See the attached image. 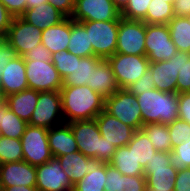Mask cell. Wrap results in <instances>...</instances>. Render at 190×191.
<instances>
[{
  "label": "cell",
  "instance_id": "cell-1",
  "mask_svg": "<svg viewBox=\"0 0 190 191\" xmlns=\"http://www.w3.org/2000/svg\"><path fill=\"white\" fill-rule=\"evenodd\" d=\"M65 123L91 120L104 110L105 98L89 86H62L60 90Z\"/></svg>",
  "mask_w": 190,
  "mask_h": 191
},
{
  "label": "cell",
  "instance_id": "cell-2",
  "mask_svg": "<svg viewBox=\"0 0 190 191\" xmlns=\"http://www.w3.org/2000/svg\"><path fill=\"white\" fill-rule=\"evenodd\" d=\"M137 100L145 124H168L179 119L178 93L162 92L155 89L137 95Z\"/></svg>",
  "mask_w": 190,
  "mask_h": 191
},
{
  "label": "cell",
  "instance_id": "cell-3",
  "mask_svg": "<svg viewBox=\"0 0 190 191\" xmlns=\"http://www.w3.org/2000/svg\"><path fill=\"white\" fill-rule=\"evenodd\" d=\"M68 124L71 127L78 150L83 155L106 163L111 160L117 147L101 136L95 119L76 120Z\"/></svg>",
  "mask_w": 190,
  "mask_h": 191
},
{
  "label": "cell",
  "instance_id": "cell-4",
  "mask_svg": "<svg viewBox=\"0 0 190 191\" xmlns=\"http://www.w3.org/2000/svg\"><path fill=\"white\" fill-rule=\"evenodd\" d=\"M177 173L170 153L157 151L144 167L147 191H174Z\"/></svg>",
  "mask_w": 190,
  "mask_h": 191
},
{
  "label": "cell",
  "instance_id": "cell-5",
  "mask_svg": "<svg viewBox=\"0 0 190 191\" xmlns=\"http://www.w3.org/2000/svg\"><path fill=\"white\" fill-rule=\"evenodd\" d=\"M94 56L107 60L116 53L119 20L83 21Z\"/></svg>",
  "mask_w": 190,
  "mask_h": 191
},
{
  "label": "cell",
  "instance_id": "cell-6",
  "mask_svg": "<svg viewBox=\"0 0 190 191\" xmlns=\"http://www.w3.org/2000/svg\"><path fill=\"white\" fill-rule=\"evenodd\" d=\"M104 110L134 130H139L143 126L137 97L127 89H118L106 98Z\"/></svg>",
  "mask_w": 190,
  "mask_h": 191
},
{
  "label": "cell",
  "instance_id": "cell-7",
  "mask_svg": "<svg viewBox=\"0 0 190 191\" xmlns=\"http://www.w3.org/2000/svg\"><path fill=\"white\" fill-rule=\"evenodd\" d=\"M113 69L119 89H126L148 70L150 61L146 56L115 53L107 59Z\"/></svg>",
  "mask_w": 190,
  "mask_h": 191
},
{
  "label": "cell",
  "instance_id": "cell-8",
  "mask_svg": "<svg viewBox=\"0 0 190 191\" xmlns=\"http://www.w3.org/2000/svg\"><path fill=\"white\" fill-rule=\"evenodd\" d=\"M20 141L23 160L32 166L45 164L53 157L48 143L47 128L28 124Z\"/></svg>",
  "mask_w": 190,
  "mask_h": 191
},
{
  "label": "cell",
  "instance_id": "cell-9",
  "mask_svg": "<svg viewBox=\"0 0 190 191\" xmlns=\"http://www.w3.org/2000/svg\"><path fill=\"white\" fill-rule=\"evenodd\" d=\"M65 123L60 91L39 92L29 125L50 129Z\"/></svg>",
  "mask_w": 190,
  "mask_h": 191
},
{
  "label": "cell",
  "instance_id": "cell-10",
  "mask_svg": "<svg viewBox=\"0 0 190 191\" xmlns=\"http://www.w3.org/2000/svg\"><path fill=\"white\" fill-rule=\"evenodd\" d=\"M145 49L150 62L167 61L177 53L167 24H146Z\"/></svg>",
  "mask_w": 190,
  "mask_h": 191
},
{
  "label": "cell",
  "instance_id": "cell-11",
  "mask_svg": "<svg viewBox=\"0 0 190 191\" xmlns=\"http://www.w3.org/2000/svg\"><path fill=\"white\" fill-rule=\"evenodd\" d=\"M146 23L120 17L116 53L146 56Z\"/></svg>",
  "mask_w": 190,
  "mask_h": 191
},
{
  "label": "cell",
  "instance_id": "cell-12",
  "mask_svg": "<svg viewBox=\"0 0 190 191\" xmlns=\"http://www.w3.org/2000/svg\"><path fill=\"white\" fill-rule=\"evenodd\" d=\"M29 89L39 92L60 91L62 78L51 61H25Z\"/></svg>",
  "mask_w": 190,
  "mask_h": 191
},
{
  "label": "cell",
  "instance_id": "cell-13",
  "mask_svg": "<svg viewBox=\"0 0 190 191\" xmlns=\"http://www.w3.org/2000/svg\"><path fill=\"white\" fill-rule=\"evenodd\" d=\"M42 30L27 23L21 17H14L4 39L18 56H24L41 43Z\"/></svg>",
  "mask_w": 190,
  "mask_h": 191
},
{
  "label": "cell",
  "instance_id": "cell-14",
  "mask_svg": "<svg viewBox=\"0 0 190 191\" xmlns=\"http://www.w3.org/2000/svg\"><path fill=\"white\" fill-rule=\"evenodd\" d=\"M36 187L39 191H73L74 188L56 157L36 167Z\"/></svg>",
  "mask_w": 190,
  "mask_h": 191
},
{
  "label": "cell",
  "instance_id": "cell-15",
  "mask_svg": "<svg viewBox=\"0 0 190 191\" xmlns=\"http://www.w3.org/2000/svg\"><path fill=\"white\" fill-rule=\"evenodd\" d=\"M120 17L112 0H75L71 16L77 22L120 20Z\"/></svg>",
  "mask_w": 190,
  "mask_h": 191
},
{
  "label": "cell",
  "instance_id": "cell-16",
  "mask_svg": "<svg viewBox=\"0 0 190 191\" xmlns=\"http://www.w3.org/2000/svg\"><path fill=\"white\" fill-rule=\"evenodd\" d=\"M181 57L182 51H177L170 60L150 62L149 69L151 70L157 90L176 93L178 72L181 67Z\"/></svg>",
  "mask_w": 190,
  "mask_h": 191
},
{
  "label": "cell",
  "instance_id": "cell-17",
  "mask_svg": "<svg viewBox=\"0 0 190 191\" xmlns=\"http://www.w3.org/2000/svg\"><path fill=\"white\" fill-rule=\"evenodd\" d=\"M28 88L25 60L22 56H17L0 73V93L5 98Z\"/></svg>",
  "mask_w": 190,
  "mask_h": 191
},
{
  "label": "cell",
  "instance_id": "cell-18",
  "mask_svg": "<svg viewBox=\"0 0 190 191\" xmlns=\"http://www.w3.org/2000/svg\"><path fill=\"white\" fill-rule=\"evenodd\" d=\"M36 186V167L26 161L0 164V186Z\"/></svg>",
  "mask_w": 190,
  "mask_h": 191
},
{
  "label": "cell",
  "instance_id": "cell-19",
  "mask_svg": "<svg viewBox=\"0 0 190 191\" xmlns=\"http://www.w3.org/2000/svg\"><path fill=\"white\" fill-rule=\"evenodd\" d=\"M100 134L109 143H114L116 147L126 146L132 139L135 130L121 122L116 117L102 110L95 118Z\"/></svg>",
  "mask_w": 190,
  "mask_h": 191
},
{
  "label": "cell",
  "instance_id": "cell-20",
  "mask_svg": "<svg viewBox=\"0 0 190 191\" xmlns=\"http://www.w3.org/2000/svg\"><path fill=\"white\" fill-rule=\"evenodd\" d=\"M61 168L69 174V179L74 186L87 173L95 171L104 162L96 158L83 155L80 151L68 153L57 157Z\"/></svg>",
  "mask_w": 190,
  "mask_h": 191
},
{
  "label": "cell",
  "instance_id": "cell-21",
  "mask_svg": "<svg viewBox=\"0 0 190 191\" xmlns=\"http://www.w3.org/2000/svg\"><path fill=\"white\" fill-rule=\"evenodd\" d=\"M105 191H147L144 175H123L116 168L106 163Z\"/></svg>",
  "mask_w": 190,
  "mask_h": 191
},
{
  "label": "cell",
  "instance_id": "cell-22",
  "mask_svg": "<svg viewBox=\"0 0 190 191\" xmlns=\"http://www.w3.org/2000/svg\"><path fill=\"white\" fill-rule=\"evenodd\" d=\"M48 143L53 157L77 152L78 146L68 123L48 129Z\"/></svg>",
  "mask_w": 190,
  "mask_h": 191
},
{
  "label": "cell",
  "instance_id": "cell-23",
  "mask_svg": "<svg viewBox=\"0 0 190 191\" xmlns=\"http://www.w3.org/2000/svg\"><path fill=\"white\" fill-rule=\"evenodd\" d=\"M20 17L27 23L34 25L41 30L58 25L66 18L60 11L48 2L30 9H26Z\"/></svg>",
  "mask_w": 190,
  "mask_h": 191
},
{
  "label": "cell",
  "instance_id": "cell-24",
  "mask_svg": "<svg viewBox=\"0 0 190 191\" xmlns=\"http://www.w3.org/2000/svg\"><path fill=\"white\" fill-rule=\"evenodd\" d=\"M71 35V18H65L58 25L42 30L41 43L51 52H61L68 49Z\"/></svg>",
  "mask_w": 190,
  "mask_h": 191
},
{
  "label": "cell",
  "instance_id": "cell-25",
  "mask_svg": "<svg viewBox=\"0 0 190 191\" xmlns=\"http://www.w3.org/2000/svg\"><path fill=\"white\" fill-rule=\"evenodd\" d=\"M96 93L105 99L113 95L118 89L113 69L107 60L102 59L92 68V85Z\"/></svg>",
  "mask_w": 190,
  "mask_h": 191
},
{
  "label": "cell",
  "instance_id": "cell-26",
  "mask_svg": "<svg viewBox=\"0 0 190 191\" xmlns=\"http://www.w3.org/2000/svg\"><path fill=\"white\" fill-rule=\"evenodd\" d=\"M102 59L96 56L79 57L75 55V67L71 74L62 79V86H84L91 88L92 68Z\"/></svg>",
  "mask_w": 190,
  "mask_h": 191
},
{
  "label": "cell",
  "instance_id": "cell-27",
  "mask_svg": "<svg viewBox=\"0 0 190 191\" xmlns=\"http://www.w3.org/2000/svg\"><path fill=\"white\" fill-rule=\"evenodd\" d=\"M38 96L39 91L28 88L5 97V103L11 111L28 123L36 107Z\"/></svg>",
  "mask_w": 190,
  "mask_h": 191
},
{
  "label": "cell",
  "instance_id": "cell-28",
  "mask_svg": "<svg viewBox=\"0 0 190 191\" xmlns=\"http://www.w3.org/2000/svg\"><path fill=\"white\" fill-rule=\"evenodd\" d=\"M123 175L137 176L144 175V168L136 161L132 148L128 146L117 147L113 157L108 162Z\"/></svg>",
  "mask_w": 190,
  "mask_h": 191
},
{
  "label": "cell",
  "instance_id": "cell-29",
  "mask_svg": "<svg viewBox=\"0 0 190 191\" xmlns=\"http://www.w3.org/2000/svg\"><path fill=\"white\" fill-rule=\"evenodd\" d=\"M70 53L79 57L94 56L92 44L89 39V32L81 22L71 18V35L67 49Z\"/></svg>",
  "mask_w": 190,
  "mask_h": 191
},
{
  "label": "cell",
  "instance_id": "cell-30",
  "mask_svg": "<svg viewBox=\"0 0 190 191\" xmlns=\"http://www.w3.org/2000/svg\"><path fill=\"white\" fill-rule=\"evenodd\" d=\"M28 123L11 111L3 102L0 106V129L3 137L21 139Z\"/></svg>",
  "mask_w": 190,
  "mask_h": 191
},
{
  "label": "cell",
  "instance_id": "cell-31",
  "mask_svg": "<svg viewBox=\"0 0 190 191\" xmlns=\"http://www.w3.org/2000/svg\"><path fill=\"white\" fill-rule=\"evenodd\" d=\"M167 25L177 51L190 53V16H174Z\"/></svg>",
  "mask_w": 190,
  "mask_h": 191
},
{
  "label": "cell",
  "instance_id": "cell-32",
  "mask_svg": "<svg viewBox=\"0 0 190 191\" xmlns=\"http://www.w3.org/2000/svg\"><path fill=\"white\" fill-rule=\"evenodd\" d=\"M128 148H132L136 161L139 162L143 168L151 159L154 153L157 152L153 144L150 142L149 137L142 130H135L132 139L127 144Z\"/></svg>",
  "mask_w": 190,
  "mask_h": 191
},
{
  "label": "cell",
  "instance_id": "cell-33",
  "mask_svg": "<svg viewBox=\"0 0 190 191\" xmlns=\"http://www.w3.org/2000/svg\"><path fill=\"white\" fill-rule=\"evenodd\" d=\"M141 129L149 137L150 142L153 144L157 151L168 153L173 151L167 124H145Z\"/></svg>",
  "mask_w": 190,
  "mask_h": 191
},
{
  "label": "cell",
  "instance_id": "cell-34",
  "mask_svg": "<svg viewBox=\"0 0 190 191\" xmlns=\"http://www.w3.org/2000/svg\"><path fill=\"white\" fill-rule=\"evenodd\" d=\"M174 17V7L165 0H152L148 5L146 17L142 20L146 24H168Z\"/></svg>",
  "mask_w": 190,
  "mask_h": 191
},
{
  "label": "cell",
  "instance_id": "cell-35",
  "mask_svg": "<svg viewBox=\"0 0 190 191\" xmlns=\"http://www.w3.org/2000/svg\"><path fill=\"white\" fill-rule=\"evenodd\" d=\"M106 162L95 171L87 173L74 185L73 191H105Z\"/></svg>",
  "mask_w": 190,
  "mask_h": 191
},
{
  "label": "cell",
  "instance_id": "cell-36",
  "mask_svg": "<svg viewBox=\"0 0 190 191\" xmlns=\"http://www.w3.org/2000/svg\"><path fill=\"white\" fill-rule=\"evenodd\" d=\"M23 161V151L20 139L0 138V164Z\"/></svg>",
  "mask_w": 190,
  "mask_h": 191
},
{
  "label": "cell",
  "instance_id": "cell-37",
  "mask_svg": "<svg viewBox=\"0 0 190 191\" xmlns=\"http://www.w3.org/2000/svg\"><path fill=\"white\" fill-rule=\"evenodd\" d=\"M51 62L55 65L60 77L63 79L73 71L75 67V55L68 50L56 52L52 54Z\"/></svg>",
  "mask_w": 190,
  "mask_h": 191
},
{
  "label": "cell",
  "instance_id": "cell-38",
  "mask_svg": "<svg viewBox=\"0 0 190 191\" xmlns=\"http://www.w3.org/2000/svg\"><path fill=\"white\" fill-rule=\"evenodd\" d=\"M167 125L169 128L172 149L190 138L189 123L181 119H176L175 121L168 123Z\"/></svg>",
  "mask_w": 190,
  "mask_h": 191
},
{
  "label": "cell",
  "instance_id": "cell-39",
  "mask_svg": "<svg viewBox=\"0 0 190 191\" xmlns=\"http://www.w3.org/2000/svg\"><path fill=\"white\" fill-rule=\"evenodd\" d=\"M170 155L171 165L175 169L182 170L186 167L190 168V138L174 147Z\"/></svg>",
  "mask_w": 190,
  "mask_h": 191
},
{
  "label": "cell",
  "instance_id": "cell-40",
  "mask_svg": "<svg viewBox=\"0 0 190 191\" xmlns=\"http://www.w3.org/2000/svg\"><path fill=\"white\" fill-rule=\"evenodd\" d=\"M152 0H129L120 12L121 17L129 20H143L146 17L148 5Z\"/></svg>",
  "mask_w": 190,
  "mask_h": 191
},
{
  "label": "cell",
  "instance_id": "cell-41",
  "mask_svg": "<svg viewBox=\"0 0 190 191\" xmlns=\"http://www.w3.org/2000/svg\"><path fill=\"white\" fill-rule=\"evenodd\" d=\"M190 92V53L182 52L181 67L178 72L176 93Z\"/></svg>",
  "mask_w": 190,
  "mask_h": 191
},
{
  "label": "cell",
  "instance_id": "cell-42",
  "mask_svg": "<svg viewBox=\"0 0 190 191\" xmlns=\"http://www.w3.org/2000/svg\"><path fill=\"white\" fill-rule=\"evenodd\" d=\"M126 89L136 96L142 94L144 91L155 89L151 70L148 68L139 80L132 83Z\"/></svg>",
  "mask_w": 190,
  "mask_h": 191
},
{
  "label": "cell",
  "instance_id": "cell-43",
  "mask_svg": "<svg viewBox=\"0 0 190 191\" xmlns=\"http://www.w3.org/2000/svg\"><path fill=\"white\" fill-rule=\"evenodd\" d=\"M17 56L16 50L4 38H0V73L8 62Z\"/></svg>",
  "mask_w": 190,
  "mask_h": 191
},
{
  "label": "cell",
  "instance_id": "cell-44",
  "mask_svg": "<svg viewBox=\"0 0 190 191\" xmlns=\"http://www.w3.org/2000/svg\"><path fill=\"white\" fill-rule=\"evenodd\" d=\"M179 119L190 124V92L178 94Z\"/></svg>",
  "mask_w": 190,
  "mask_h": 191
},
{
  "label": "cell",
  "instance_id": "cell-45",
  "mask_svg": "<svg viewBox=\"0 0 190 191\" xmlns=\"http://www.w3.org/2000/svg\"><path fill=\"white\" fill-rule=\"evenodd\" d=\"M51 52L42 44L36 46V48L31 49L27 52L23 58L25 61H36V60H46L51 61Z\"/></svg>",
  "mask_w": 190,
  "mask_h": 191
},
{
  "label": "cell",
  "instance_id": "cell-46",
  "mask_svg": "<svg viewBox=\"0 0 190 191\" xmlns=\"http://www.w3.org/2000/svg\"><path fill=\"white\" fill-rule=\"evenodd\" d=\"M174 191H190V168L178 170Z\"/></svg>",
  "mask_w": 190,
  "mask_h": 191
},
{
  "label": "cell",
  "instance_id": "cell-47",
  "mask_svg": "<svg viewBox=\"0 0 190 191\" xmlns=\"http://www.w3.org/2000/svg\"><path fill=\"white\" fill-rule=\"evenodd\" d=\"M0 1L14 17H20L26 10V0H0Z\"/></svg>",
  "mask_w": 190,
  "mask_h": 191
},
{
  "label": "cell",
  "instance_id": "cell-48",
  "mask_svg": "<svg viewBox=\"0 0 190 191\" xmlns=\"http://www.w3.org/2000/svg\"><path fill=\"white\" fill-rule=\"evenodd\" d=\"M14 16L6 9L0 1V38H4L11 25Z\"/></svg>",
  "mask_w": 190,
  "mask_h": 191
},
{
  "label": "cell",
  "instance_id": "cell-49",
  "mask_svg": "<svg viewBox=\"0 0 190 191\" xmlns=\"http://www.w3.org/2000/svg\"><path fill=\"white\" fill-rule=\"evenodd\" d=\"M50 4L60 11L66 18H71L74 11L75 0H53Z\"/></svg>",
  "mask_w": 190,
  "mask_h": 191
},
{
  "label": "cell",
  "instance_id": "cell-50",
  "mask_svg": "<svg viewBox=\"0 0 190 191\" xmlns=\"http://www.w3.org/2000/svg\"><path fill=\"white\" fill-rule=\"evenodd\" d=\"M174 16H190V0H176L174 5Z\"/></svg>",
  "mask_w": 190,
  "mask_h": 191
},
{
  "label": "cell",
  "instance_id": "cell-51",
  "mask_svg": "<svg viewBox=\"0 0 190 191\" xmlns=\"http://www.w3.org/2000/svg\"><path fill=\"white\" fill-rule=\"evenodd\" d=\"M2 191H39L36 186L27 187V186H10L6 188H1Z\"/></svg>",
  "mask_w": 190,
  "mask_h": 191
},
{
  "label": "cell",
  "instance_id": "cell-52",
  "mask_svg": "<svg viewBox=\"0 0 190 191\" xmlns=\"http://www.w3.org/2000/svg\"><path fill=\"white\" fill-rule=\"evenodd\" d=\"M43 3H47V0H26V9L36 7Z\"/></svg>",
  "mask_w": 190,
  "mask_h": 191
},
{
  "label": "cell",
  "instance_id": "cell-53",
  "mask_svg": "<svg viewBox=\"0 0 190 191\" xmlns=\"http://www.w3.org/2000/svg\"><path fill=\"white\" fill-rule=\"evenodd\" d=\"M129 0H112L114 6L121 12L127 5Z\"/></svg>",
  "mask_w": 190,
  "mask_h": 191
},
{
  "label": "cell",
  "instance_id": "cell-54",
  "mask_svg": "<svg viewBox=\"0 0 190 191\" xmlns=\"http://www.w3.org/2000/svg\"><path fill=\"white\" fill-rule=\"evenodd\" d=\"M3 102H5V98H4V96L0 93V106H1V104H2Z\"/></svg>",
  "mask_w": 190,
  "mask_h": 191
},
{
  "label": "cell",
  "instance_id": "cell-55",
  "mask_svg": "<svg viewBox=\"0 0 190 191\" xmlns=\"http://www.w3.org/2000/svg\"><path fill=\"white\" fill-rule=\"evenodd\" d=\"M175 1L176 0H165V2H168V3L172 4V5H174Z\"/></svg>",
  "mask_w": 190,
  "mask_h": 191
}]
</instances>
